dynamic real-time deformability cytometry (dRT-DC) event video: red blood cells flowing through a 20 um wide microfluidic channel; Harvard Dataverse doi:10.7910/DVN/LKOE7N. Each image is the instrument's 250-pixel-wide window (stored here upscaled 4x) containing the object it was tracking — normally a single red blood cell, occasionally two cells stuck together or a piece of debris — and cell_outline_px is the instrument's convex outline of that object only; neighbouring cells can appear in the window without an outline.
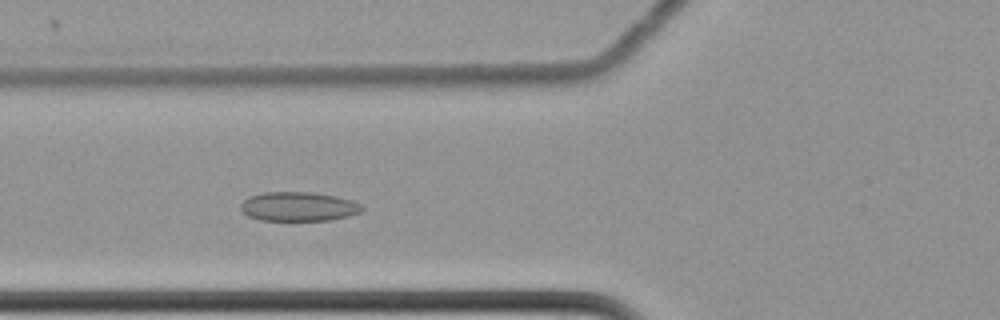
{"species": "common noctule bat (a hibernating species)", "species_latin": "Nyctalus noctula", "temperature_condition": "cold", "stored_images_in_passage": 46, "camera_frame_rate_fps": 3000, "um_per_image_px": 0.085, "animal": {"sex": "female", "body_mass_g": 22.7, "forearm_length_mm": 54.2}, "frame": {"image": 1, "passage_image": 9, "time_ms": 2.667, "image_size_px": [1000, 320], "cell_outline_px": [[364, 208], [360, 212], [348, 216], [332, 220], [260, 220], [248, 216], [240, 208], [240, 204], [248, 196], [264, 192], [312, 192], [336, 196], [352, 200], [360, 204]], "centroid_in_image_um": [25.36, 17.55], "position_along_channel_um": 100.4, "area_um2": 20.69}}
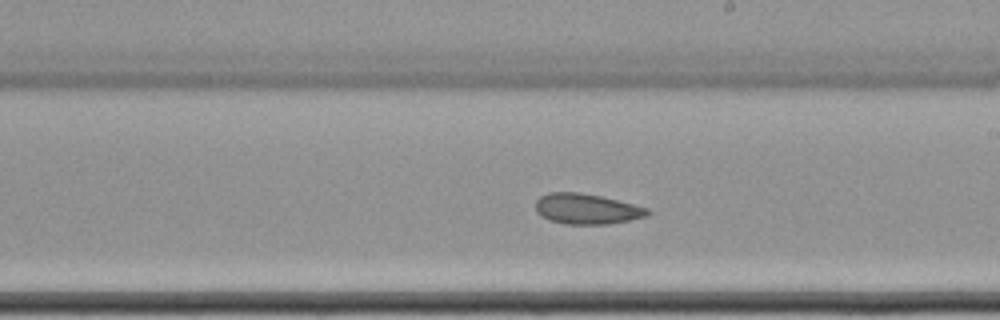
{"frame": {"image": 2, "passage_image": 21, "time_ms": 6.667, "image_size_px": [1000, 320], "cell_outline_px": [[652, 212], [648, 216], [608, 224], [564, 224], [548, 220], [540, 216], [536, 212], [536, 200], [540, 196], [548, 192], [576, 192], [600, 196], [648, 208]], "centroid_in_image_um": [49.83, 17.76], "position_along_channel_um": 239.2, "area_um2": 19.88}}
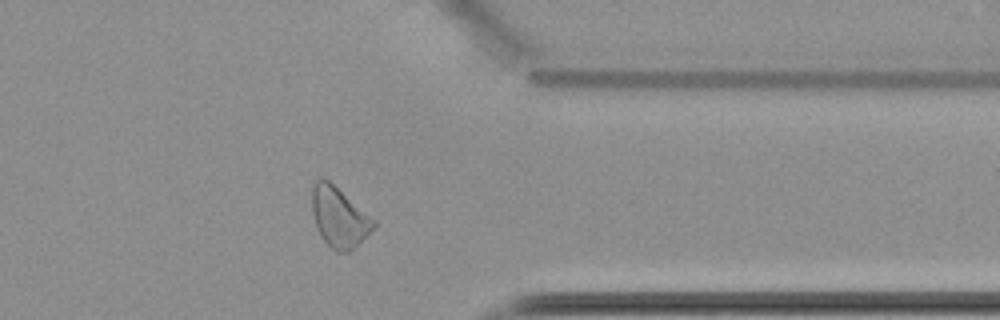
{"frame": {"image": 3, "passage_image": 34, "time_ms": 11.0, "image_size_px": [1000, 320], "cell_outline_px": [[376, 224], [348, 252], [336, 252], [320, 236], [316, 228], [312, 212], [312, 188], [316, 180], [328, 180], [376, 220]], "centroid_in_image_um": [28.79, 18.46], "position_along_channel_um": 382.6, "area_um2": 20.98}, "authors_computed_cell_mechanics": {"area_um2": 20.9814, "velocity_mm_per_s": 3.4626, "shape_relaxation_time_tau1_ms": 5.8569, "shape_relaxation_time_tau2_ms": 3.4934, "deformation_change_tau1": 0.0608, "deformation_change_tau2": 0.0932}}